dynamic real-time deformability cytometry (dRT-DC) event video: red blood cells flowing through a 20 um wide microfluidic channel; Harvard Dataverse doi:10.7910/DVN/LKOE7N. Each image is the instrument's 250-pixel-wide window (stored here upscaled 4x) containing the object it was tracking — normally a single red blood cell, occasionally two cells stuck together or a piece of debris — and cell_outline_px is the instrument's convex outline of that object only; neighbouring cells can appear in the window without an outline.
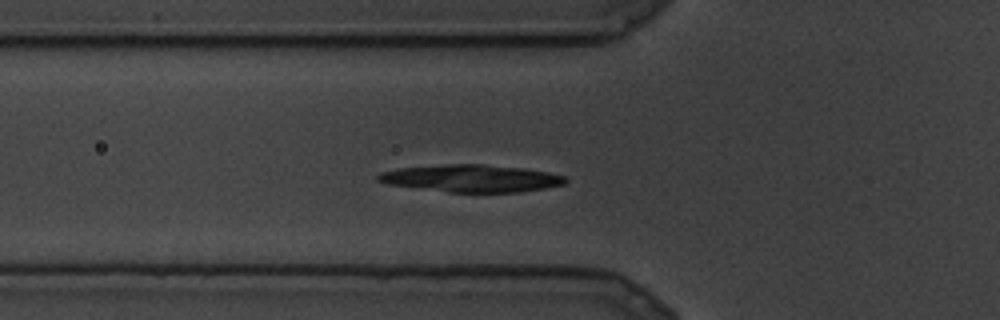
{"species": "common noctule bat (a hibernating species)", "species_latin": "Nyctalus noctula", "temperature_condition": "cold", "stored_images_in_passage": 10, "camera_frame_rate_fps": 3000, "um_per_image_px": 0.085, "animal": {"sex": "male", "body_mass_g": 19.5, "forearm_length_mm": 54.6}, "frame": {"image": 1, "passage_image": 3, "time_ms": 0.667, "image_size_px": [1000, 320], "cell_outline_px": [[568, 180], [564, 184], [544, 188], [520, 192], [448, 192], [388, 184], [376, 180], [376, 176], [380, 172], [396, 168], [444, 164], [480, 164], [524, 168], [548, 172], [568, 176]], "centroid_in_image_um": [40.06, 15.15], "position_along_channel_um": 85.7, "area_um2": 29.94}}
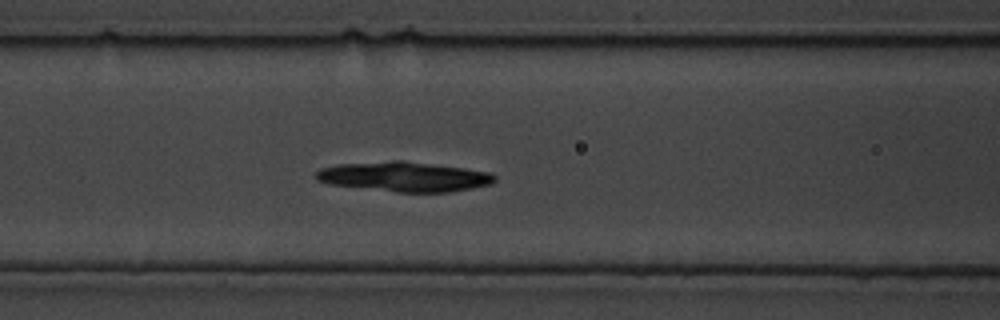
{"frame": {"image": 2, "passage_image": 5, "time_ms": 1.333, "image_size_px": [1000, 320], "cell_outline_px": [[496, 180], [492, 184], [472, 188], [448, 192], [396, 192], [332, 184], [316, 180], [316, 172], [320, 168], [340, 164], [392, 160], [404, 160], [464, 168], [492, 172], [496, 176]], "centroid_in_image_um": [34.4, 15.01], "position_along_channel_um": 132.2, "area_um2": 31.04}}
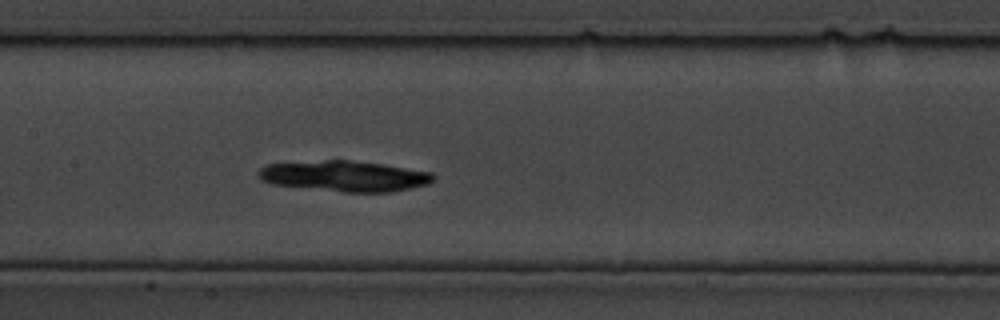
{"frame": {"image": 3, "passage_image": 7, "time_ms": 2.0, "image_size_px": [1000, 320], "cell_outline_px": [[436, 176], [428, 184], [392, 192], [344, 192], [272, 184], [260, 180], [256, 176], [256, 172], [260, 168], [268, 164], [324, 160], [348, 160], [384, 164], [432, 172]], "centroid_in_image_um": [29.26, 14.96], "position_along_channel_um": 178.1, "area_um2": 31.39}}